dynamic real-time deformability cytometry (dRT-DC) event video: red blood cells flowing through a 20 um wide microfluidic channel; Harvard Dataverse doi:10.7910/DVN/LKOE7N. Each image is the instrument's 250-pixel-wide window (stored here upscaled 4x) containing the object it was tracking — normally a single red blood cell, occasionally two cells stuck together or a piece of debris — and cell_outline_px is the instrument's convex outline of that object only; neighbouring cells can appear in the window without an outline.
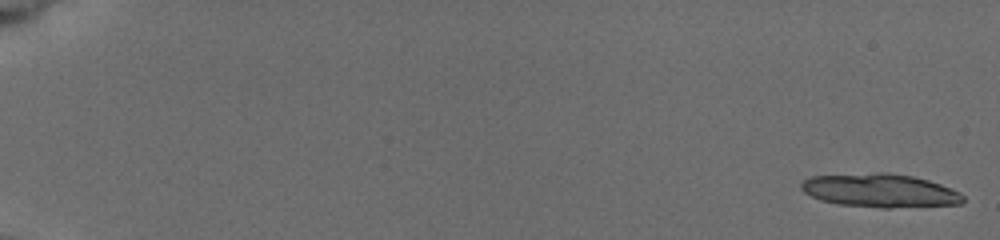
{"species": "common noctule bat (a hibernating species)", "species_latin": "Nyctalus noctula", "temperature_condition": "cold", "stored_images_in_passage": 8, "camera_frame_rate_fps": 3000, "um_per_image_px": 0.085, "animal": {"sex": "female", "body_mass_g": 19.5, "forearm_length_mm": 54.1}, "frame": {"image": 1, "passage_image": 1, "time_ms": 0.0, "image_size_px": [1000, 240], "cell_outline_px": [[964, 200], [960, 204], [888, 208], [884, 208], [840, 204], [820, 200], [804, 192], [800, 188], [800, 184], [804, 180], [812, 176], [876, 172], [888, 172], [912, 176], [928, 180], [940, 184], [960, 192], [964, 196]], "centroid_in_image_um": [74.8, 16.19], "position_along_channel_um": 10.2, "area_um2": 31.62}}